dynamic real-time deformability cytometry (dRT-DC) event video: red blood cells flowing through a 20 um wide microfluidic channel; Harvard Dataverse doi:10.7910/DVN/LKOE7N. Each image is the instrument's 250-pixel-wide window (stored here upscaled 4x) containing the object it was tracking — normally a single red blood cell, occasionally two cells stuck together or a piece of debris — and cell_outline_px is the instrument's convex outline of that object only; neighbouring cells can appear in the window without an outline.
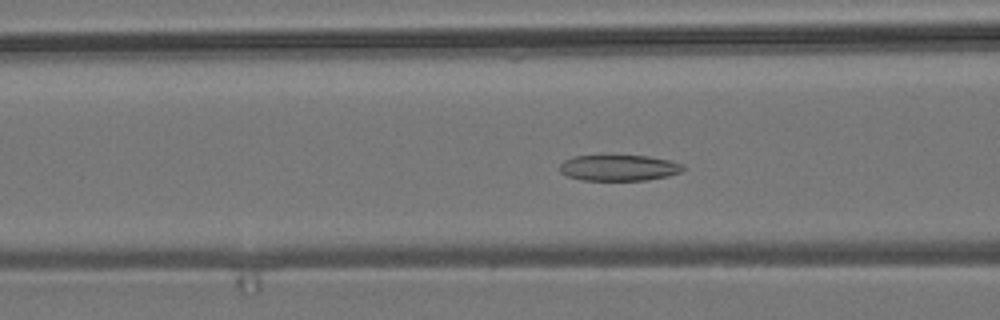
{"species": "common noctule bat (a hibernating species)", "species_latin": "Nyctalus noctula", "temperature_condition": "room temperature", "stored_images_in_passage": 43, "camera_frame_rate_fps": 3000, "um_per_image_px": 0.085, "animal": {"sex": "male", "body_mass_g": 19.2, "forearm_length_mm": 51.8}, "frame": {"image": 1, "passage_image": 21, "time_ms": 6.667, "image_size_px": [1000, 320], "cell_outline_px": [[684, 168], [680, 172], [668, 176], [648, 180], [584, 180], [568, 176], [560, 172], [560, 164], [564, 160], [572, 156], [648, 156], [668, 160], [684, 164]], "centroid_in_image_um": [52.61, 14.27], "position_along_channel_um": 114.0, "area_um2": 18.55}}
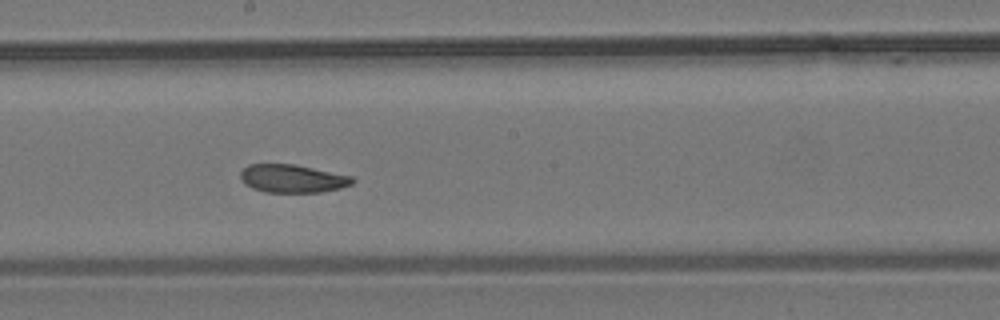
{"frame": {"image": 2, "passage_image": 30, "time_ms": 9.667, "image_size_px": [1000, 320], "cell_outline_px": [[356, 180], [352, 184], [340, 188], [320, 192], [264, 192], [252, 188], [244, 184], [240, 180], [240, 172], [248, 164], [292, 164], [352, 176]], "centroid_in_image_um": [24.82, 15.18], "position_along_channel_um": 223.4, "area_um2": 18.32}}
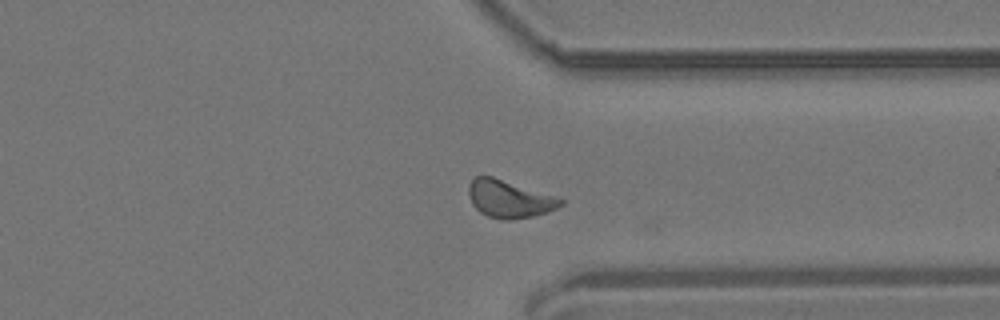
{"frame": {"image": 3, "passage_image": 42, "time_ms": 13.667, "image_size_px": [1000, 320], "cell_outline_px": [[564, 204], [548, 212], [532, 216], [508, 220], [500, 220], [488, 216], [480, 212], [472, 204], [468, 196], [468, 188], [472, 180], [476, 176], [492, 176], [560, 196], [564, 200]], "centroid_in_image_um": [43.33, 16.9], "position_along_channel_um": 368.1, "area_um2": 20.46}, "authors_computed_cell_mechanics": {"area_um2": 20.1144, "velocity_mm_per_s": 3.6423, "shape_relaxation_time_tau1_ms": 3.9916, "shape_relaxation_time_tau2_ms": 2.5359, "deformation_change_tau1": 0.0891, "deformation_change_tau2": 0.0821}}